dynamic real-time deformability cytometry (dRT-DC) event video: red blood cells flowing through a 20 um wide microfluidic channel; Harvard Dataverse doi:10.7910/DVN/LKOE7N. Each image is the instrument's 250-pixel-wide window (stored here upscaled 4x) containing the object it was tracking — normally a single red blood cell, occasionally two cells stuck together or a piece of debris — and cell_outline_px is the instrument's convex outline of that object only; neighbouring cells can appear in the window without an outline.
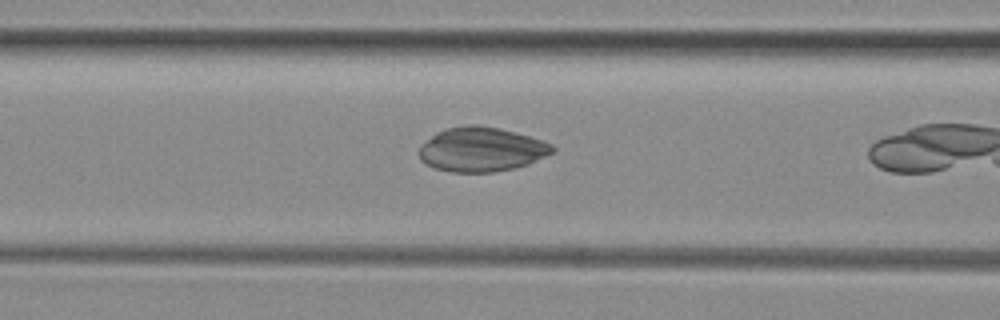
{"species": "common noctule bat (a hibernating species)", "species_latin": "Nyctalus noctula", "temperature_condition": "room temperature", "stored_images_in_passage": 9, "camera_frame_rate_fps": 3000, "um_per_image_px": 0.085, "animal": {"sex": "female", "body_mass_g": 29.2, "forearm_length_mm": 56.3}, "frame": {"image": 1, "passage_image": 8, "time_ms": 2.333, "image_size_px": [1000, 320], "cell_outline_px": [[556, 152], [528, 164], [512, 168], [492, 172], [452, 172], [432, 168], [424, 164], [420, 160], [420, 144], [436, 132], [448, 128], [468, 124], [476, 124], [500, 128], [528, 136], [552, 144], [556, 148]], "centroid_in_image_um": [40.9, 12.7], "position_along_channel_um": 125.7, "area_um2": 34.62}}